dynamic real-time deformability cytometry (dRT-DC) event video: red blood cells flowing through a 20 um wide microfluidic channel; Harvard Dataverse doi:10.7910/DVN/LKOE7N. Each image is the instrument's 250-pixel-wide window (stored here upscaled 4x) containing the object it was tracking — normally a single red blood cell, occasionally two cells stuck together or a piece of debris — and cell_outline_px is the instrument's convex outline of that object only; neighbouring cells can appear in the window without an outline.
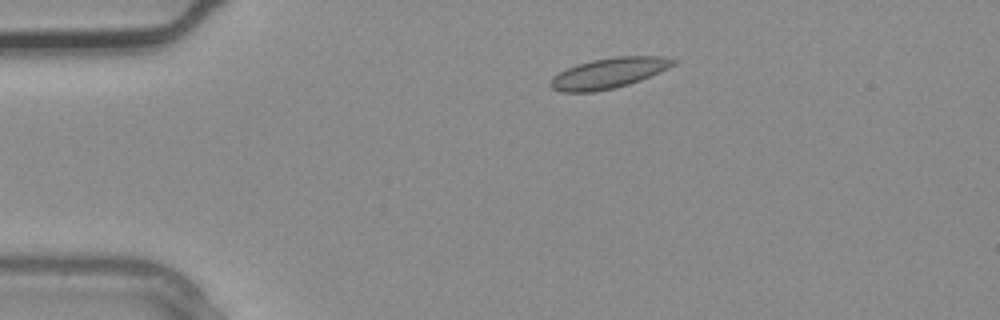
{"species": "common noctule bat (a hibernating species)", "species_latin": "Nyctalus noctula", "temperature_condition": "warm", "stored_images_in_passage": 2, "camera_frame_rate_fps": 3000, "um_per_image_px": 0.085, "animal": {"sex": "male", "body_mass_g": 20.4}, "frame": {"image": 1, "passage_image": 1, "time_ms": 0.0, "image_size_px": [1000, 320], "cell_outline_px": [[680, 60], [676, 64], [668, 68], [640, 80], [628, 84], [612, 88], [592, 92], [560, 92], [552, 88], [548, 84], [552, 76], [568, 68], [592, 60], [616, 56], [664, 56]], "centroid_in_image_um": [51.76, 6.21], "position_along_channel_um": 33.2, "area_um2": 21.68}}